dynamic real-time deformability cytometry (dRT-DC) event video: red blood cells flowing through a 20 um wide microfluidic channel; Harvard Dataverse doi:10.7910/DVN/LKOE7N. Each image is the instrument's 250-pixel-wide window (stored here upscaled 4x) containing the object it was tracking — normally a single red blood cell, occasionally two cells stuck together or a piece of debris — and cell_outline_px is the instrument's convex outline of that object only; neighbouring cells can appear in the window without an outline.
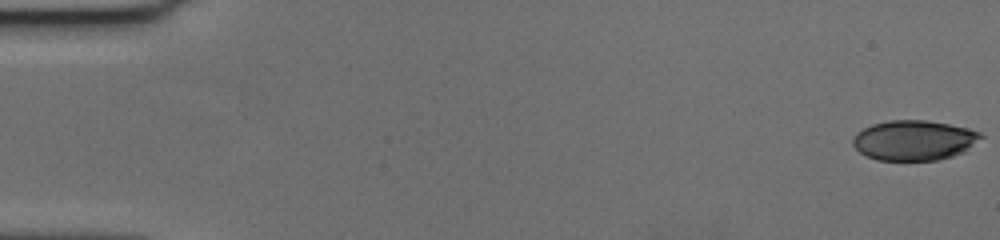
{"species": "human", "species_latin": "Homo sapiens", "temperature_condition": "cold", "stored_images_in_passage": 59, "camera_frame_rate_fps": 3000, "um_per_image_px": 0.085, "donor": {"sex": "female"}, "frame": {"image": 1, "passage_image": 1, "time_ms": 0.0, "image_size_px": [1000, 240], "cell_outline_px": [[984, 136], [964, 152], [952, 156], [936, 160], [876, 160], [860, 152], [852, 144], [852, 136], [856, 132], [872, 124], [888, 120], [928, 120], [968, 128], [980, 132]], "centroid_in_image_um": [77.68, 11.92], "position_along_channel_um": 7.3, "area_um2": 29.94}}
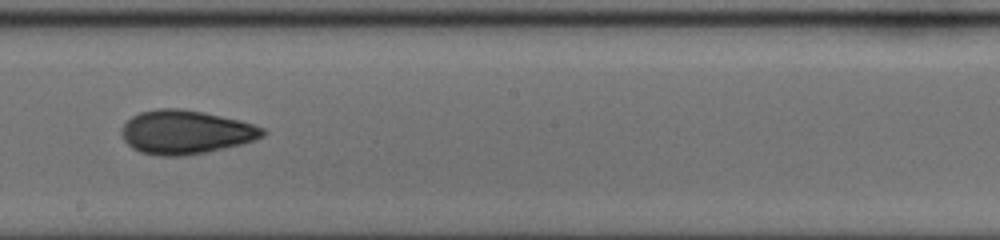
{"frame": {"image": 2, "passage_image": 34, "time_ms": 11.0, "image_size_px": [1000, 240], "cell_outline_px": [[268, 132], [264, 136], [256, 140], [224, 148], [184, 156], [156, 156], [140, 152], [132, 148], [124, 140], [120, 132], [124, 124], [132, 116], [140, 112], [156, 108], [180, 108], [204, 112], [240, 120], [264, 128]], "centroid_in_image_um": [15.78, 11.23], "position_along_channel_um": 232.4, "area_um2": 36.18}}
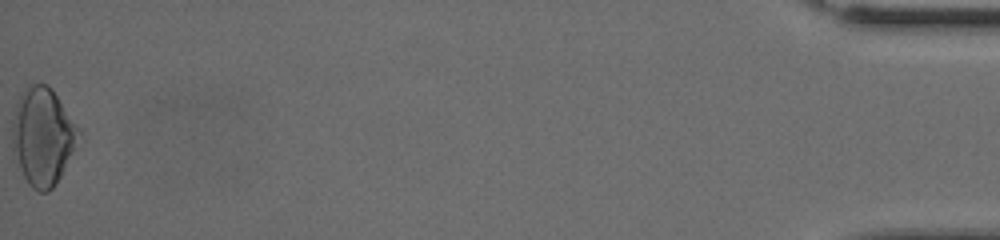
{"frame": {"image": 3, "passage_image": 59, "time_ms": 19.333, "image_size_px": [1000, 240], "cell_outline_px": [[80, 132], [72, 152], [56, 184], [48, 192], [40, 192], [32, 188], [28, 184], [12, 156], [12, 120], [16, 104], [24, 88], [28, 84], [48, 84], [52, 88], [80, 128]], "centroid_in_image_um": [3.6, 11.58], "position_along_channel_um": 431.6, "area_um2": 37.86}, "authors_computed_cell_mechanics": {"area_um2": 34.0442, "velocity_mm_per_s": 3.5902, "shape_relaxation_time_tau1_ms": 6.8458, "shape_relaxation_time_tau2_ms": 3.081, "deformation_change_tau1": 0.1613, "deformation_change_tau2": 0.0873}}